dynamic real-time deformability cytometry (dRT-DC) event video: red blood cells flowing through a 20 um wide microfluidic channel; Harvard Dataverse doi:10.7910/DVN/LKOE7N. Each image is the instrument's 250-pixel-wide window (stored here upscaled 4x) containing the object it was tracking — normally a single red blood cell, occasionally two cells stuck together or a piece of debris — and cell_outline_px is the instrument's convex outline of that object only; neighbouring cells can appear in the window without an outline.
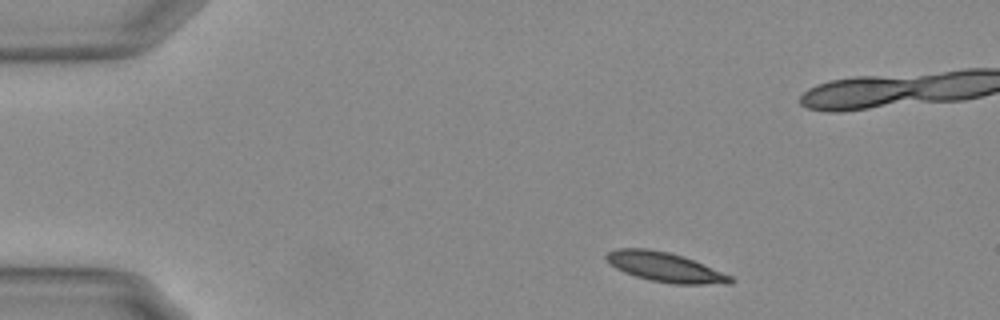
{"species": "Egyptian fruit bat (a non-hibernating species)", "species_latin": "Rousettus aegyptiacus", "temperature_condition": "warm", "stored_images_in_passage": 48, "camera_frame_rate_fps": 3000, "um_per_image_px": 0.085, "animal": {"sex": "female"}, "frame": {"image": 1, "passage_image": 1, "time_ms": 0.0, "image_size_px": [1000, 320], "cell_outline_px": [[736, 280], [732, 284], [672, 284], [648, 280], [624, 272], [616, 268], [604, 256], [608, 252], [616, 248], [648, 248], [668, 252], [684, 256], [732, 276]], "centroid_in_image_um": [56.56, 22.71], "position_along_channel_um": 28.4, "area_um2": 21.44}}
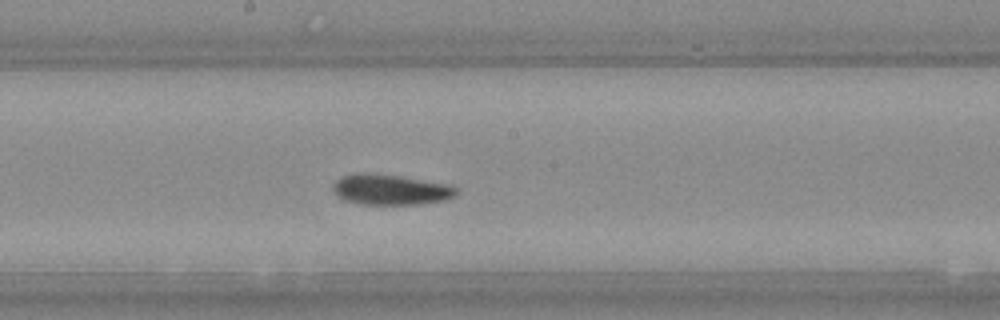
{"frame": {"image": 2, "passage_image": 22, "time_ms": 7.0, "image_size_px": [1000, 320], "cell_outline_px": [[456, 192], [452, 196], [444, 200], [420, 204], [360, 204], [344, 200], [336, 196], [332, 188], [332, 184], [340, 176], [360, 172], [368, 172], [400, 176], [452, 184], [456, 188]], "centroid_in_image_um": [33.14, 16.1], "position_along_channel_um": 215.1, "area_um2": 22.14}}
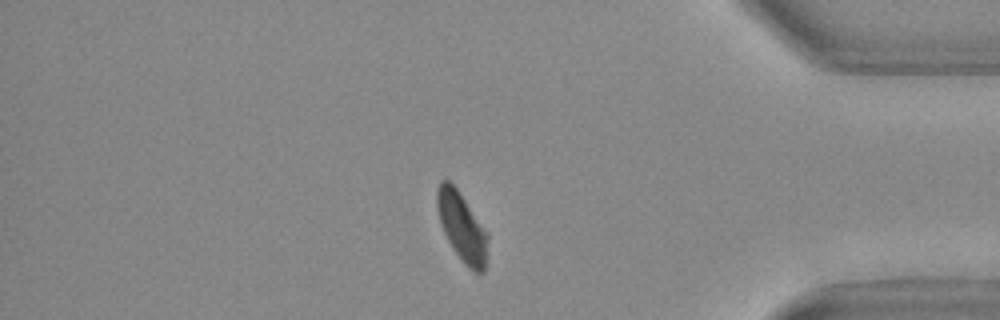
{"frame": {"image": 3, "passage_image": 39, "time_ms": 12.667, "image_size_px": [1000, 320], "cell_outline_px": [[488, 236], [484, 272], [476, 272], [468, 268], [452, 248], [440, 224], [436, 204], [436, 192], [440, 180], [448, 180], [456, 188], [488, 232]], "centroid_in_image_um": [39.25, 19.28], "position_along_channel_um": 396.0, "area_um2": 20.17}, "authors_computed_cell_mechanics": {"area_um2": 21.4438, "velocity_mm_per_s": 3.6828, "shape_relaxation_time_tau1_ms": 5.5783, "shape_relaxation_time_tau2_ms": 2.7152, "deformation_change_tau1": 0.1453, "deformation_change_tau2": 0.084}}